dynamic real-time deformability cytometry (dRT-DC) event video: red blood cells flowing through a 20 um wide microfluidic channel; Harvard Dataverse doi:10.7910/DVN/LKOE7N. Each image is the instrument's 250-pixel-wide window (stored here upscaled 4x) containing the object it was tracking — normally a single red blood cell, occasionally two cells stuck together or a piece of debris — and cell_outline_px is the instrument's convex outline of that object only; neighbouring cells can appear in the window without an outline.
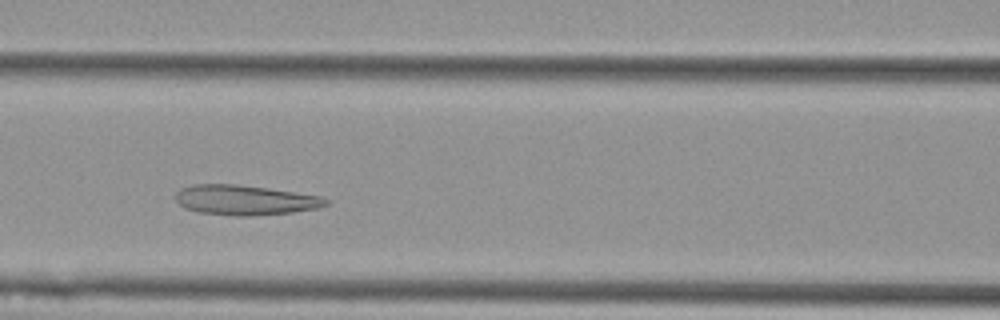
{"species": "Egyptian fruit bat (a non-hibernating species)", "species_latin": "Rousettus aegyptiacus", "temperature_condition": "cold", "stored_images_in_passage": 6, "camera_frame_rate_fps": 3000, "um_per_image_px": 0.085, "animal": {"sex": "female"}, "frame": {"image": 1, "passage_image": 3, "time_ms": 0.667, "image_size_px": [1000, 320], "cell_outline_px": [[332, 200], [328, 204], [320, 208], [292, 212], [252, 216], [232, 216], [196, 212], [184, 208], [176, 200], [176, 192], [180, 188], [192, 184], [236, 184], [268, 188], [320, 196]], "centroid_in_image_um": [20.83, 17.01], "position_along_channel_um": 145.8, "area_um2": 26.53}}
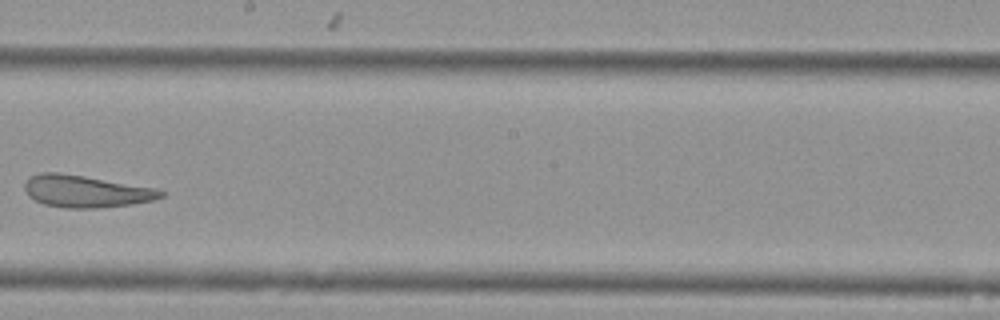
{"frame": {"image": 2, "passage_image": 5, "time_ms": 1.333, "image_size_px": [1000, 320], "cell_outline_px": [[164, 196], [152, 200], [128, 204], [96, 208], [64, 208], [44, 204], [28, 196], [24, 188], [24, 184], [28, 176], [40, 172], [56, 172], [84, 176], [160, 188], [164, 192]], "centroid_in_image_um": [7.28, 16.25], "position_along_channel_um": 240.9, "area_um2": 25.55}}
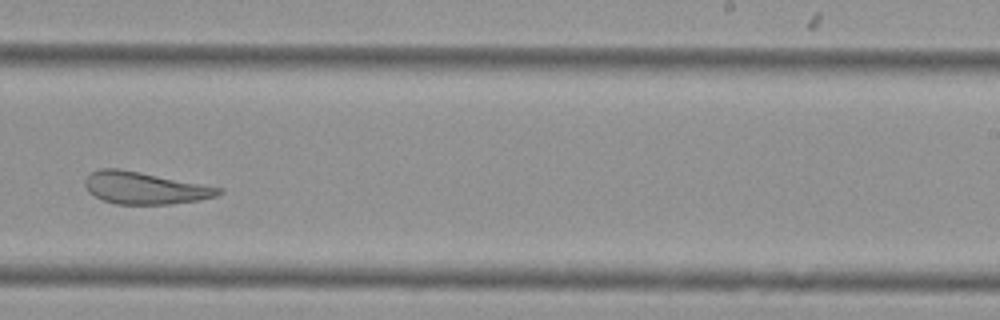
{"frame": {"image": 3, "passage_image": 6, "time_ms": 1.667, "image_size_px": [1000, 320], "cell_outline_px": [[224, 192], [216, 196], [196, 200], [168, 204], [116, 204], [100, 200], [88, 192], [84, 184], [84, 180], [92, 172], [100, 168], [116, 168], [140, 172], [224, 188]], "centroid_in_image_um": [12.28, 15.98], "position_along_channel_um": 276.7, "area_um2": 24.97}}